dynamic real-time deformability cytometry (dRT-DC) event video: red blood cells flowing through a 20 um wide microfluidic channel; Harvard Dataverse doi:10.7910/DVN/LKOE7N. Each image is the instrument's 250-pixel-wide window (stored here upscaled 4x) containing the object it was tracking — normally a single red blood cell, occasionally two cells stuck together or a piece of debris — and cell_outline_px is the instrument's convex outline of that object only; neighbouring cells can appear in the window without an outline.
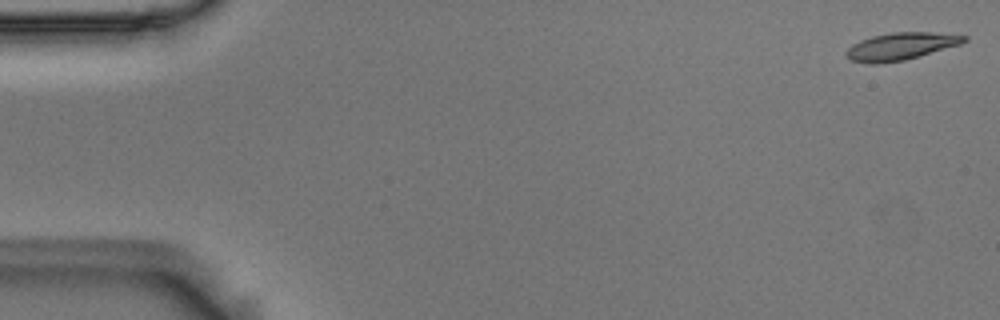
{"species": "Egyptian fruit bat (a non-hibernating species)", "species_latin": "Rousettus aegyptiacus", "temperature_condition": "room temperature", "stored_images_in_passage": 34, "camera_frame_rate_fps": 3000, "um_per_image_px": 0.085, "animal": {"sex": "male"}, "frame": {"image": 1, "passage_image": 1, "time_ms": 0.0, "image_size_px": [1000, 320], "cell_outline_px": [[968, 40], [960, 44], [920, 56], [904, 60], [876, 64], [868, 64], [852, 60], [844, 52], [852, 44], [860, 40], [872, 36], [892, 32], [932, 32], [968, 36]], "centroid_in_image_um": [76.56, 3.93], "position_along_channel_um": 8.4, "area_um2": 18.73}}
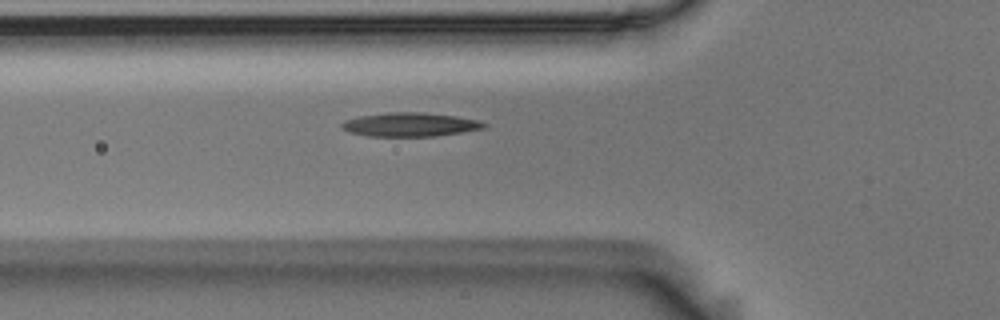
{"frame": {"image": 2, "passage_image": 19, "time_ms": 6.0, "image_size_px": [1000, 320], "cell_outline_px": [[488, 124], [484, 128], [464, 132], [432, 136], [368, 136], [352, 132], [340, 128], [340, 124], [344, 120], [360, 116], [388, 112], [420, 112], [456, 116], [480, 120]], "centroid_in_image_um": [34.87, 10.58], "position_along_channel_um": 90.9, "area_um2": 19.77}}
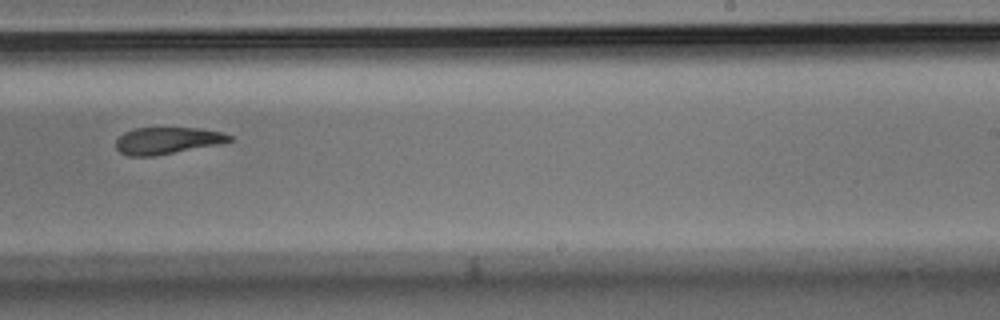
{"frame": {"image": 3, "passage_image": 34, "time_ms": 11.0, "image_size_px": [1000, 320], "cell_outline_px": [[232, 140], [220, 144], [156, 156], [128, 156], [120, 152], [116, 148], [116, 140], [124, 132], [132, 128], [200, 128], [224, 132], [232, 136]], "centroid_in_image_um": [14.23, 11.95], "position_along_channel_um": 274.8, "area_um2": 17.92}}